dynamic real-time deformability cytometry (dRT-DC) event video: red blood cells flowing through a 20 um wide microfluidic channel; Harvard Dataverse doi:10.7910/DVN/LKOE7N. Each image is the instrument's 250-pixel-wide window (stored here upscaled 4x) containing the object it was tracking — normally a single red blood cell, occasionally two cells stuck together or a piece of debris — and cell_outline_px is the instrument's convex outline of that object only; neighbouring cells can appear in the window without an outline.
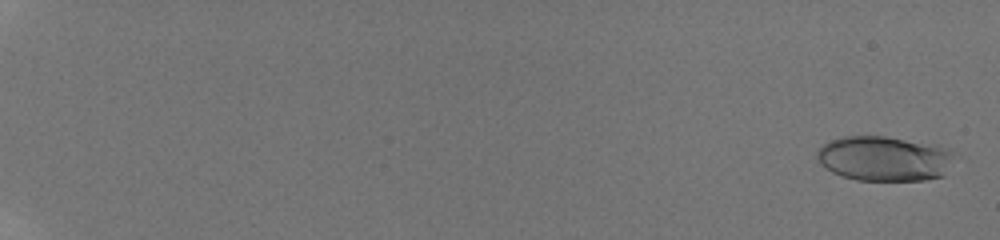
{"species": "human", "species_latin": "Homo sapiens", "temperature_condition": "room temperature", "stored_images_in_passage": 30, "camera_frame_rate_fps": 3000, "um_per_image_px": 0.085, "donor": {"sex": "male"}, "frame": {"image": 1, "passage_image": 2, "time_ms": 0.333, "image_size_px": [1000, 240], "cell_outline_px": [[952, 152], [944, 176], [924, 180], [856, 180], [840, 176], [832, 172], [820, 164], [816, 156], [816, 152], [828, 140], [844, 136], [884, 136], [936, 144], [952, 148]], "centroid_in_image_um": [75.13, 13.47], "position_along_channel_um": 9.9, "area_um2": 36.07}}
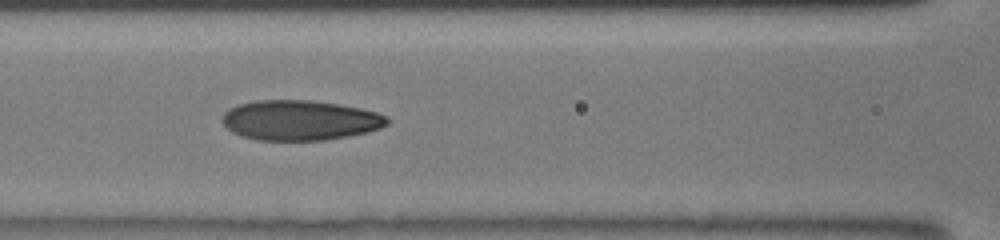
{"frame": {"image": 2, "passage_image": 17, "time_ms": 9.333, "image_size_px": [1000, 240], "cell_outline_px": [[388, 124], [380, 128], [368, 132], [348, 136], [324, 140], [256, 140], [240, 136], [232, 132], [220, 120], [224, 112], [228, 108], [240, 104], [256, 100], [312, 100], [340, 104], [360, 108], [376, 112], [384, 116], [388, 120]], "centroid_in_image_um": [25.46, 10.22], "position_along_channel_um": 141.1, "area_um2": 38.61}}
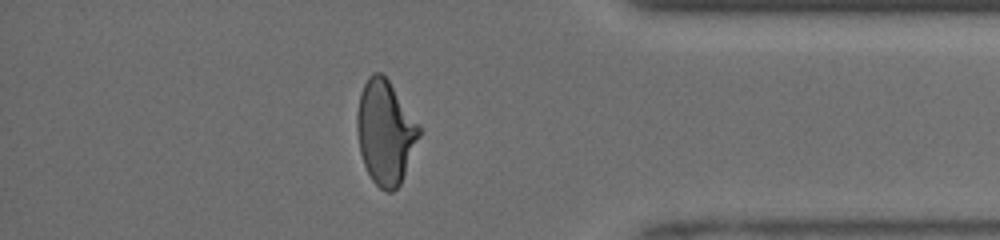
{"frame": {"image": 3, "passage_image": 27, "time_ms": 16.0, "image_size_px": [1000, 240], "cell_outline_px": [[420, 136], [400, 184], [392, 192], [384, 192], [372, 180], [364, 164], [360, 152], [356, 128], [356, 116], [360, 92], [368, 76], [372, 72], [380, 72], [388, 80], [420, 124]], "centroid_in_image_um": [32.74, 11.23], "position_along_channel_um": 402.5, "area_um2": 37.63}, "authors_computed_cell_mechanics": {"area_um2": 36.6452, "velocity_mm_per_s": 4.1441, "shape_relaxation_time_tau1_ms": 7.1842, "shape_relaxation_time_tau2_ms": 0.8339, "deformation_change_tau1": 0.2305, "deformation_change_tau2": 0.0624}}